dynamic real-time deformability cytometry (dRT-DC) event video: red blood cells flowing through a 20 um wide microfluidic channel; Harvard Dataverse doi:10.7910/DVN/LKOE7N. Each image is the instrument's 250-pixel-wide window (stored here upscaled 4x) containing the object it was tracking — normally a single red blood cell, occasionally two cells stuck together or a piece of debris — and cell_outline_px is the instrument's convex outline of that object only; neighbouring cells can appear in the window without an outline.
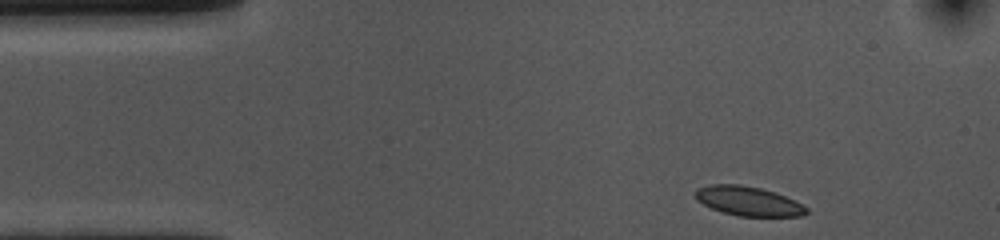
{"species": "common noctule bat (a hibernating species)", "species_latin": "Nyctalus noctula", "temperature_condition": "cold", "stored_images_in_passage": 39, "camera_frame_rate_fps": 3000, "um_per_image_px": 0.085, "animal": {"sex": "female", "body_mass_g": 10.0, "forearm_length_mm": 53.1}, "frame": {"image": 1, "passage_image": 1, "time_ms": 0.0, "image_size_px": [1000, 240], "cell_outline_px": [[808, 212], [804, 216], [736, 216], [712, 208], [696, 200], [696, 188], [712, 184], [740, 184], [760, 188], [784, 196], [808, 208]], "centroid_in_image_um": [63.58, 17.1], "position_along_channel_um": 21.4, "area_um2": 18.73}}
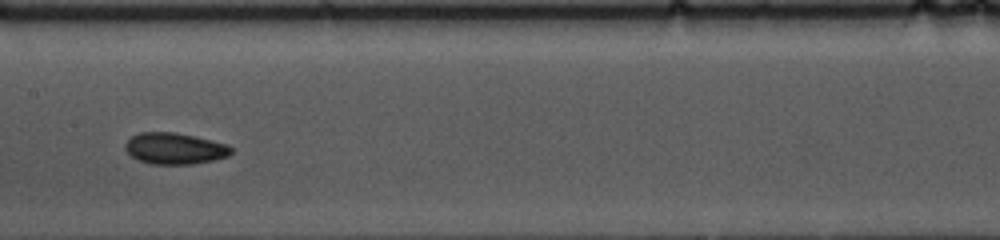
{"frame": {"image": 2, "passage_image": 20, "time_ms": 6.333, "image_size_px": [1000, 240], "cell_outline_px": [[232, 152], [228, 156], [216, 160], [192, 164], [152, 164], [140, 160], [132, 156], [124, 148], [124, 144], [132, 136], [140, 132], [172, 132], [196, 136], [228, 144], [232, 148]], "centroid_in_image_um": [14.88, 12.62], "position_along_channel_um": 192.5, "area_um2": 19.42}}
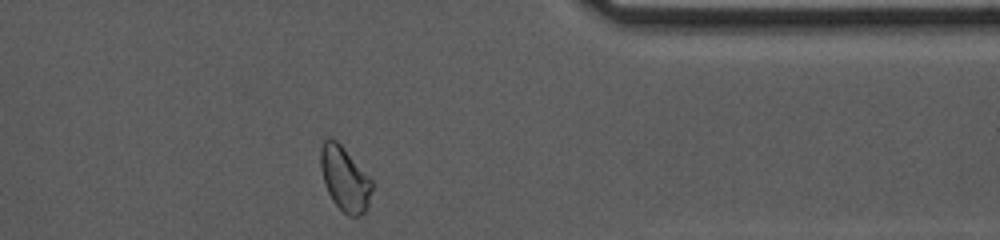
{"frame": {"image": 3, "passage_image": 37, "time_ms": 12.0, "image_size_px": [1000, 240], "cell_outline_px": [[372, 188], [368, 204], [364, 212], [360, 216], [348, 216], [332, 200], [324, 184], [320, 168], [320, 148], [324, 140], [328, 136], [336, 140], [344, 148], [372, 180]], "centroid_in_image_um": [29.27, 15.18], "position_along_channel_um": 382.1, "area_um2": 19.19}, "authors_computed_cell_mechanics": {"area_um2": 19.074, "velocity_mm_per_s": 3.6537, "shape_relaxation_time_tau1_ms": 6.8666, "shape_relaxation_time_tau2_ms": 2.2589, "deformation_change_tau1": 0.1281, "deformation_change_tau2": 0.0642}}